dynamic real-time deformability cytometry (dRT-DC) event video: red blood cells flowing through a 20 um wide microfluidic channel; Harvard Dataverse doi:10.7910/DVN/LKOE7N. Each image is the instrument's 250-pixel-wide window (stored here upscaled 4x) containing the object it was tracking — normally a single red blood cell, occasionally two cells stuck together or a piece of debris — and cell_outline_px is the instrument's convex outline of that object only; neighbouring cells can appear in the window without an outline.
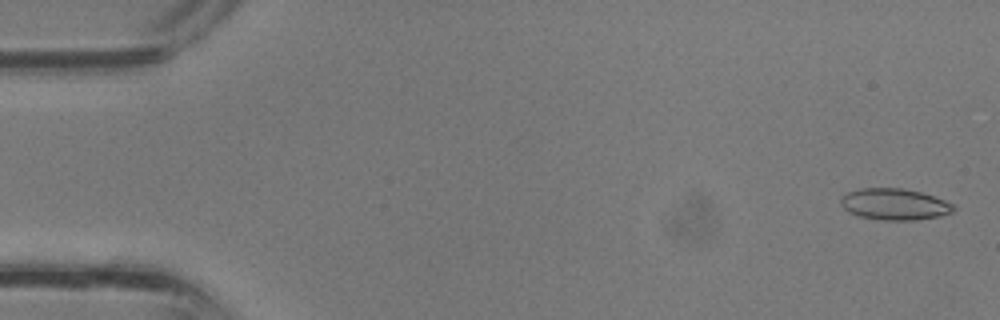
{"species": "common noctule bat (a hibernating species)", "species_latin": "Nyctalus noctula", "temperature_condition": "room temperature", "stored_images_in_passage": 36, "camera_frame_rate_fps": 3000, "um_per_image_px": 0.085, "animal": {"sex": "male", "body_mass_g": 13.3}, "frame": {"image": 1, "passage_image": 1, "time_ms": 0.0, "image_size_px": [1000, 320], "cell_outline_px": [[956, 208], [952, 212], [940, 216], [916, 220], [880, 220], [860, 216], [848, 212], [840, 204], [840, 200], [848, 192], [860, 188], [900, 188], [920, 192], [944, 200], [952, 204]], "centroid_in_image_um": [76.02, 17.37], "position_along_channel_um": 9.0, "area_um2": 20.52}}
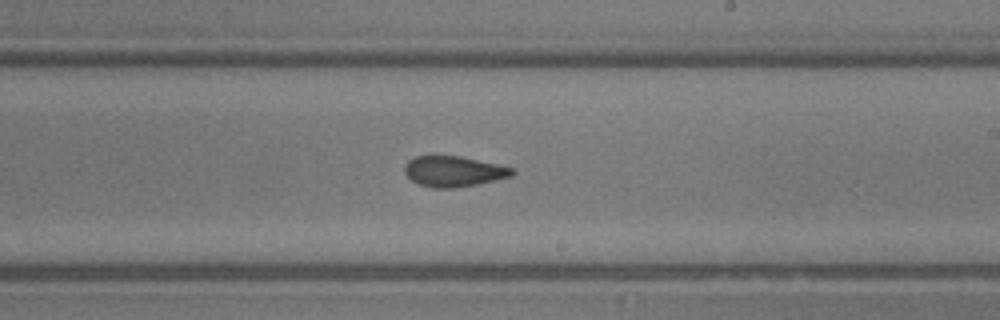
{"frame": {"image": 2, "passage_image": 21, "time_ms": 6.667, "image_size_px": [1000, 320], "cell_outline_px": [[516, 172], [512, 176], [476, 184], [452, 188], [432, 188], [416, 184], [404, 172], [404, 164], [408, 160], [416, 156], [460, 156], [496, 164], [512, 168]], "centroid_in_image_um": [38.51, 14.57], "position_along_channel_um": 250.5, "area_um2": 19.07}}
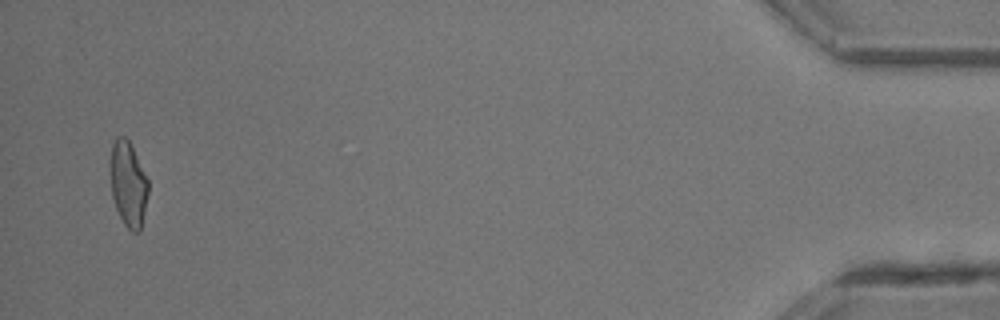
{"frame": {"image": 3, "passage_image": 35, "time_ms": 11.333, "image_size_px": [1000, 320], "cell_outline_px": [[148, 192], [140, 232], [132, 232], [124, 224], [116, 208], [112, 196], [108, 168], [112, 144], [116, 136], [124, 136], [128, 140], [148, 180]], "centroid_in_image_um": [10.86, 15.63], "position_along_channel_um": 424.3, "area_um2": 18.9}}